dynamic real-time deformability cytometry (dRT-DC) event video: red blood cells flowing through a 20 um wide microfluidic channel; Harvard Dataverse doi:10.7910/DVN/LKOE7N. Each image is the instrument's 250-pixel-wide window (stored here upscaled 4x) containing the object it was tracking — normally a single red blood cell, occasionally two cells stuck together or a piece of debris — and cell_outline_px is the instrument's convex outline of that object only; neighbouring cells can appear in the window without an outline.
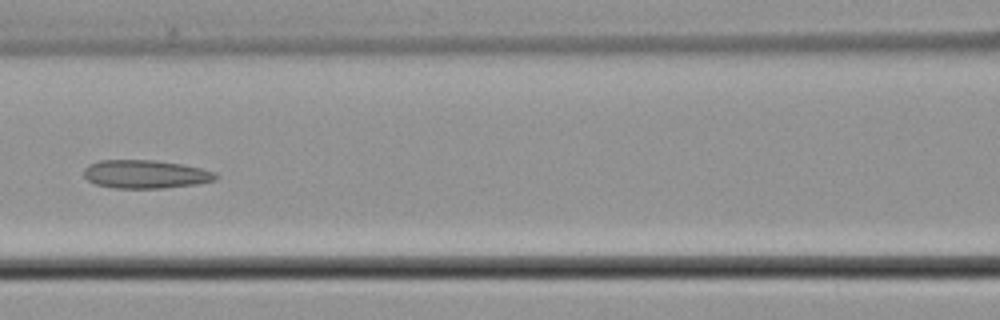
{"species": "common noctule bat (a hibernating species)", "species_latin": "Nyctalus noctula", "temperature_condition": "cold", "stored_images_in_passage": 5, "camera_frame_rate_fps": 3000, "um_per_image_px": 0.085, "animal": {"sex": "male", "body_mass_g": 21.5, "forearm_length_mm": 52.0}, "frame": {"image": 1, "passage_image": 5, "time_ms": 6.0, "image_size_px": [1000, 320], "cell_outline_px": [[220, 176], [212, 180], [196, 184], [164, 188], [116, 188], [96, 184], [88, 180], [84, 176], [84, 168], [88, 164], [100, 160], [152, 160], [180, 164], [200, 168], [216, 172]], "centroid_in_image_um": [12.35, 14.8], "position_along_channel_um": 154.3, "area_um2": 21.68}}